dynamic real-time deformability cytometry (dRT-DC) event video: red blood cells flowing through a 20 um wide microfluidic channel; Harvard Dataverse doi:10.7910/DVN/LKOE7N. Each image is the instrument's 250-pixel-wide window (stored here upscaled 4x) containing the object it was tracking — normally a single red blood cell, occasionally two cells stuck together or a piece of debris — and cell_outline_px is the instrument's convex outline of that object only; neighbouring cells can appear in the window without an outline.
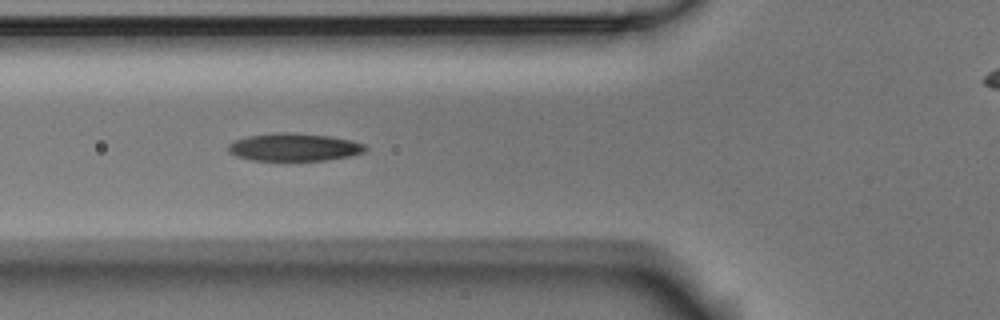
{"species": "Egyptian fruit bat (a non-hibernating species)", "species_latin": "Rousettus aegyptiacus", "temperature_condition": "room temperature", "stored_images_in_passage": 7, "segment_of_instrument_passage": [1, 2], "camera_frame_rate_fps": 3000, "um_per_image_px": 0.085, "animal": {"sex": "male"}, "frame": {"image": 1, "passage_image": 5, "time_ms": 1.333, "image_size_px": [1000, 320], "cell_outline_px": [[368, 148], [364, 152], [352, 156], [324, 160], [248, 160], [236, 156], [228, 152], [228, 144], [232, 140], [248, 136], [276, 132], [292, 132], [332, 136], [352, 140], [364, 144]], "centroid_in_image_um": [24.99, 12.5], "position_along_channel_um": 100.8, "area_um2": 22.48}}
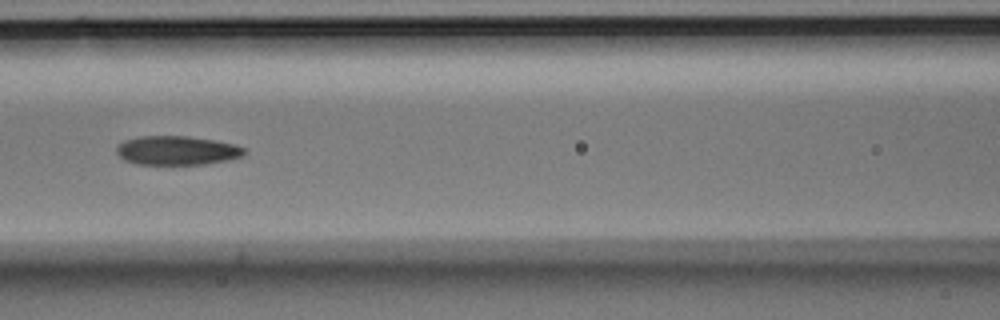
{"frame": {"image": 2, "passage_image": 6, "time_ms": 1.667, "image_size_px": [1000, 320], "cell_outline_px": [[248, 152], [244, 156], [228, 160], [204, 164], [136, 164], [124, 160], [116, 152], [116, 148], [124, 140], [140, 136], [188, 136], [216, 140], [248, 148]], "centroid_in_image_um": [15.09, 12.79], "position_along_channel_um": 151.5, "area_um2": 21.79}}